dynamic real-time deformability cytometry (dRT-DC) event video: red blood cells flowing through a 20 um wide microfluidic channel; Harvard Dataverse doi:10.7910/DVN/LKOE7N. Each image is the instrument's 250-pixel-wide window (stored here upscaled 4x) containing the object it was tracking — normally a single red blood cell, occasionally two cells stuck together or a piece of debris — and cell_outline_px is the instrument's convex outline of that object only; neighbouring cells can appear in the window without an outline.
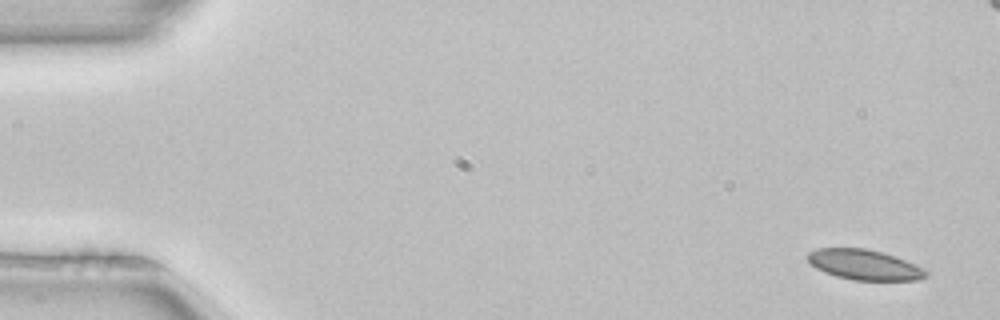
{"species": "common noctule bat (a hibernating species)", "species_latin": "Nyctalus noctula", "temperature_condition": "room temperature", "stored_images_in_passage": 5, "camera_frame_rate_fps": 3000, "um_per_image_px": 0.085, "animal": {"sex": "female", "body_mass_g": 22.7, "forearm_length_mm": 54.2}, "frame": {"image": 1, "passage_image": 1, "time_ms": 0.0, "image_size_px": [1000, 320], "cell_outline_px": [[928, 276], [920, 280], [852, 280], [836, 276], [824, 272], [816, 268], [804, 256], [808, 252], [816, 248], [864, 248], [884, 252], [924, 268], [928, 272]], "centroid_in_image_um": [73.45, 22.5], "position_along_channel_um": 11.5, "area_um2": 20.98}}